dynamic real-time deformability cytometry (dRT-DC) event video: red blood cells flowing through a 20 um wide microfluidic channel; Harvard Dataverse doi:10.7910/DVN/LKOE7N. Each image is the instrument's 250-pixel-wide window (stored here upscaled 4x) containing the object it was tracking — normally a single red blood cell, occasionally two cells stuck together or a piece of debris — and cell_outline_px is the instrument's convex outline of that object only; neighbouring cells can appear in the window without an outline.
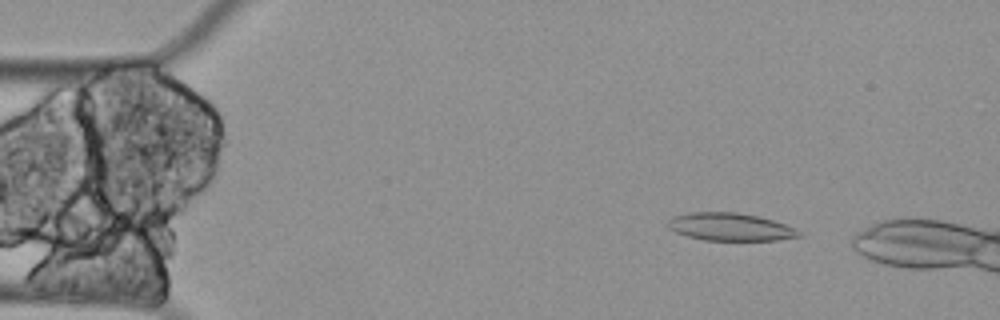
{"species": "Egyptian fruit bat (a non-hibernating species)", "species_latin": "Rousettus aegyptiacus", "temperature_condition": "cold", "stored_images_in_passage": 15, "camera_frame_rate_fps": 3000, "um_per_image_px": 0.085, "animal": {"sex": "female"}, "frame": {"image": 1, "passage_image": 7, "time_ms": 2.0, "image_size_px": [1000, 320], "cell_outline_px": [[804, 236], [776, 240], [704, 240], [688, 236], [676, 232], [668, 228], [668, 220], [672, 216], [688, 212], [736, 212], [760, 216], [796, 228]], "centroid_in_image_um": [62.07, 19.28], "position_along_channel_um": 22.9, "area_um2": 21.27}}